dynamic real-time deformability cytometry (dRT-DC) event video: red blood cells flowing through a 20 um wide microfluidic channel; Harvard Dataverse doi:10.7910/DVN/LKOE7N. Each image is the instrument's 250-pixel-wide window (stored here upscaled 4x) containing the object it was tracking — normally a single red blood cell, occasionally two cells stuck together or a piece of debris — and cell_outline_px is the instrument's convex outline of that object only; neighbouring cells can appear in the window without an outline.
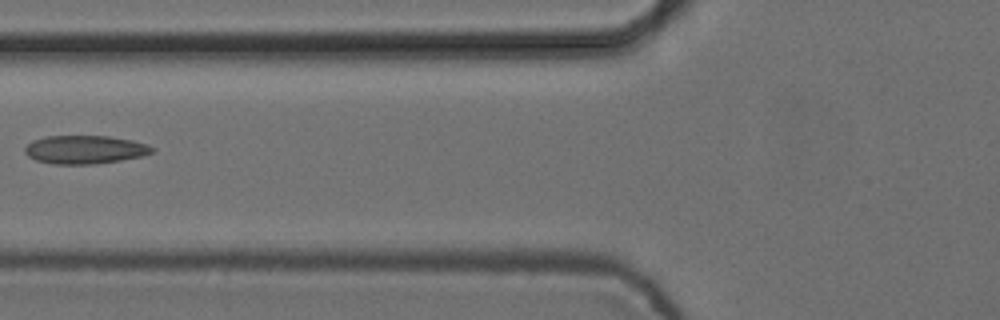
{"species": "common noctule bat (a hibernating species)", "species_latin": "Nyctalus noctula", "temperature_condition": "cold", "stored_images_in_passage": 4, "camera_frame_rate_fps": 3000, "um_per_image_px": 0.085, "animal": {"sex": "female", "body_mass_g": 24.6, "forearm_length_mm": 56.2}, "frame": {"image": 1, "passage_image": 4, "time_ms": 1.0, "image_size_px": [1000, 320], "cell_outline_px": [[156, 152], [140, 156], [120, 160], [92, 164], [52, 164], [36, 160], [28, 156], [24, 152], [24, 148], [32, 140], [44, 136], [108, 136], [132, 140], [148, 144], [156, 148]], "centroid_in_image_um": [7.22, 12.71], "position_along_channel_um": 118.6, "area_um2": 21.15}}